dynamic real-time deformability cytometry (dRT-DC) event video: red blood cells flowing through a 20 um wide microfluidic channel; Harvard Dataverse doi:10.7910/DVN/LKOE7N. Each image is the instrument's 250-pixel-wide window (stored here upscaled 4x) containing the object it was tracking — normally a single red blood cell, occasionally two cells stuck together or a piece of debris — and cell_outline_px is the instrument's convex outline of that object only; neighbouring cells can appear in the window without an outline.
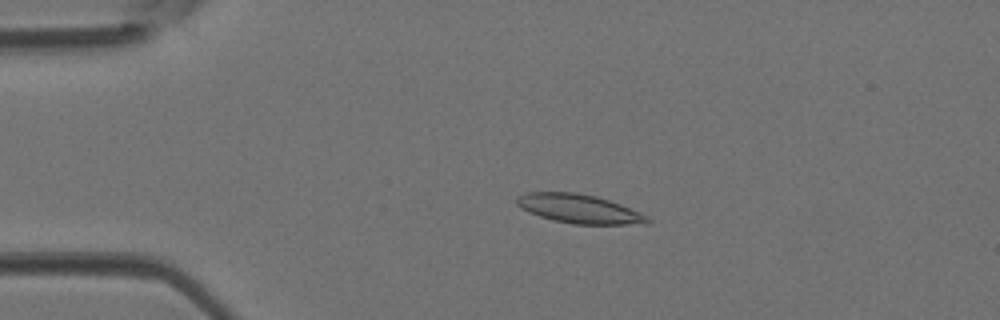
{"species": "Egyptian fruit bat (a non-hibernating species)", "species_latin": "Rousettus aegyptiacus", "temperature_condition": "room temperature", "stored_images_in_passage": 44, "camera_frame_rate_fps": 3000, "um_per_image_px": 0.085, "animal": {"sex": "female"}, "frame": {"image": 1, "passage_image": 9, "time_ms": 2.667, "image_size_px": [1000, 320], "cell_outline_px": [[652, 220], [648, 224], [572, 224], [552, 220], [528, 212], [520, 208], [516, 204], [516, 196], [524, 192], [576, 192], [596, 196], [620, 204], [640, 212], [648, 216]], "centroid_in_image_um": [49.2, 17.74], "position_along_channel_um": 35.8, "area_um2": 22.25}}
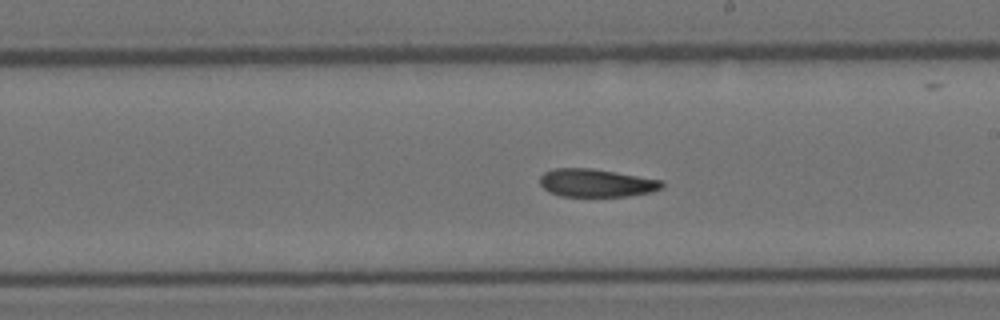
{"frame": {"image": 2, "passage_image": 25, "time_ms": 8.0, "image_size_px": [1000, 320], "cell_outline_px": [[664, 188], [652, 192], [628, 196], [560, 196], [548, 192], [540, 184], [540, 176], [544, 172], [556, 168], [592, 168], [664, 180]], "centroid_in_image_um": [50.72, 15.55], "position_along_channel_um": 238.3, "area_um2": 20.11}}
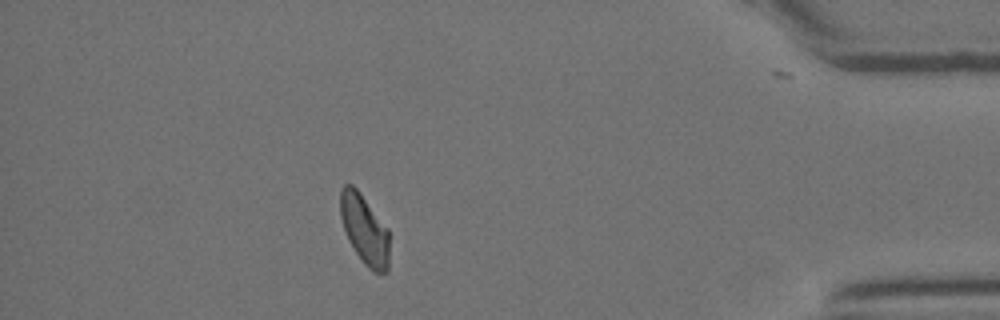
{"frame": {"image": 3, "passage_image": 39, "time_ms": 12.667, "image_size_px": [1000, 320], "cell_outline_px": [[388, 272], [376, 272], [368, 268], [364, 264], [348, 240], [340, 216], [340, 188], [344, 184], [352, 184], [356, 188], [388, 228]], "centroid_in_image_um": [30.96, 19.49], "position_along_channel_um": 404.2, "area_um2": 19.71}}